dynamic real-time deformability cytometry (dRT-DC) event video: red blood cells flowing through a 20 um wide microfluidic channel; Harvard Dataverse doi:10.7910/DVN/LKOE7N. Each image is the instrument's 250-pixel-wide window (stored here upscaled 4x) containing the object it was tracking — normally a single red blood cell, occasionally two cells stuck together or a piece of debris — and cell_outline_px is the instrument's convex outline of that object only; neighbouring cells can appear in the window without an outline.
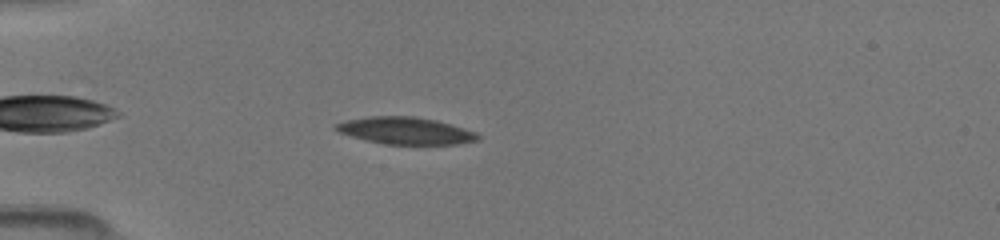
{"species": "common noctule bat (a hibernating species)", "species_latin": "Nyctalus noctula", "temperature_condition": "room temperature", "stored_images_in_passage": 40, "camera_frame_rate_fps": 3000, "um_per_image_px": 0.085, "animal": {"sex": "female", "body_mass_g": 19.5, "forearm_length_mm": 54.1}, "frame": {"image": 1, "passage_image": 5, "time_ms": 1.333, "image_size_px": [1000, 240], "cell_outline_px": [[480, 140], [456, 144], [384, 144], [352, 136], [340, 132], [332, 128], [336, 124], [348, 120], [368, 116], [412, 116], [436, 120], [476, 132], [480, 136]], "centroid_in_image_um": [34.49, 11.11], "position_along_channel_um": 50.5, "area_um2": 22.14}}
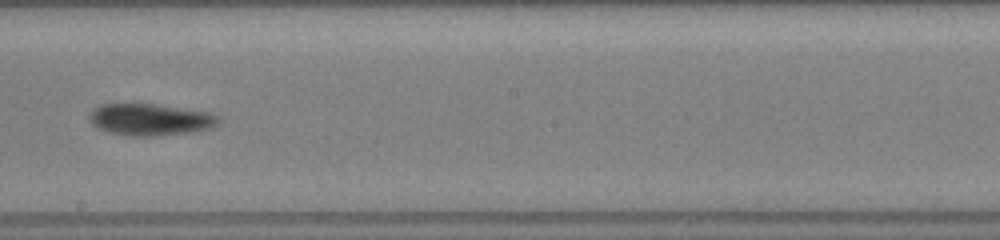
{"frame": {"image": 2, "passage_image": 20, "time_ms": 6.333, "image_size_px": [1000, 240], "cell_outline_px": [[220, 120], [216, 124], [208, 128], [188, 132], [152, 136], [128, 136], [108, 132], [92, 124], [88, 116], [92, 108], [100, 104], [156, 104], [208, 112], [220, 116]], "centroid_in_image_um": [12.72, 10.15], "position_along_channel_um": 235.5, "area_um2": 23.76}}
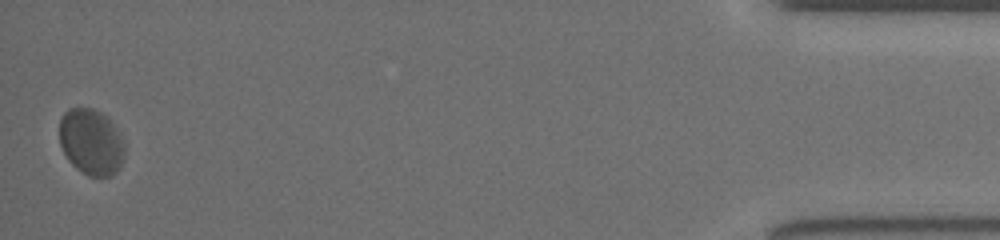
{"frame": {"image": 3, "passage_image": 40, "time_ms": 13.0, "image_size_px": [1000, 240], "cell_outline_px": [[124, 156], [120, 168], [112, 176], [88, 176], [76, 168], [68, 160], [60, 144], [60, 120], [64, 112], [68, 108], [92, 108], [108, 116], [120, 132], [124, 144]], "centroid_in_image_um": [7.77, 12.06], "position_along_channel_um": 427.4, "area_um2": 25.37}}